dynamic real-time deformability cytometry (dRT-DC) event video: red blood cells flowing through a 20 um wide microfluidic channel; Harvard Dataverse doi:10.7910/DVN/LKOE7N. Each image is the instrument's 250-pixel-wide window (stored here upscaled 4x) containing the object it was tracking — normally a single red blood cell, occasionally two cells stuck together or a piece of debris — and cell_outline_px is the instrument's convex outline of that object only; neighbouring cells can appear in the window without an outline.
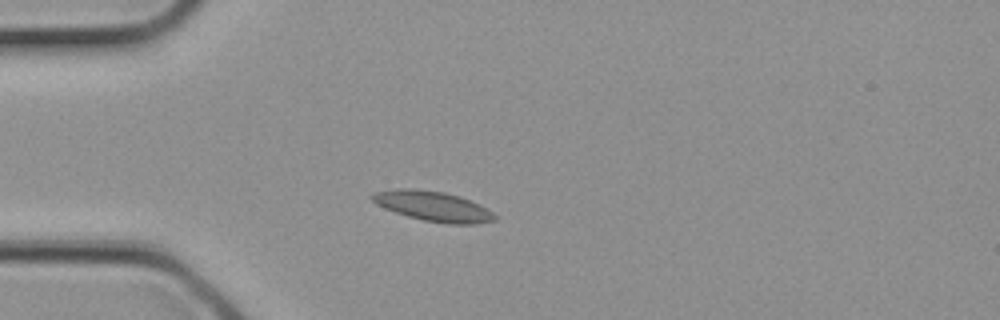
{"species": "common noctule bat (a hibernating species)", "species_latin": "Nyctalus noctula", "temperature_condition": "cold", "stored_images_in_passage": 1, "camera_frame_rate_fps": 3000, "um_per_image_px": 0.085, "animal": {"sex": "female", "body_mass_g": 21.9}, "frame": {"image": 1, "passage_image": 1, "time_ms": 0.0, "image_size_px": [1000, 320], "cell_outline_px": [[500, 216], [496, 220], [476, 224], [448, 224], [424, 220], [408, 216], [384, 208], [376, 204], [368, 196], [372, 192], [396, 188], [412, 188], [444, 192], [460, 196]], "centroid_in_image_um": [36.77, 17.52], "position_along_channel_um": 48.2, "area_um2": 21.44}}